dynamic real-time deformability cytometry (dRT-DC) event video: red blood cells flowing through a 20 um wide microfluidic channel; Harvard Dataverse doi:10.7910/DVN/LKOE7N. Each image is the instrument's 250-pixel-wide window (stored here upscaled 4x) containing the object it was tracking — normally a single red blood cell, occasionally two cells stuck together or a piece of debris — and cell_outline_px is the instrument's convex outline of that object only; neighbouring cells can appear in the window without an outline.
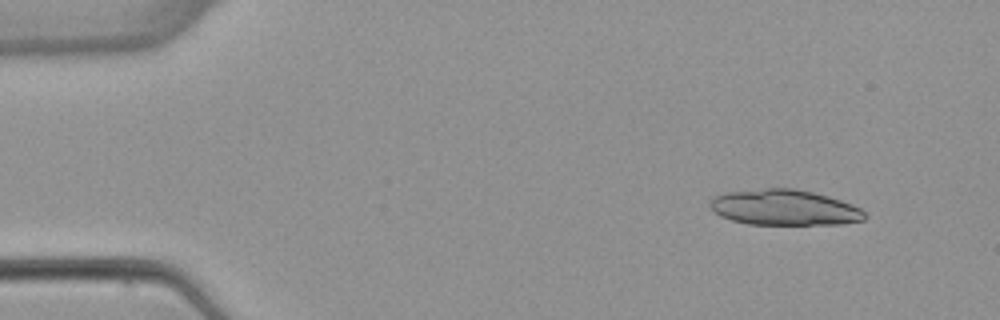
{"species": "common noctule bat (a hibernating species)", "species_latin": "Nyctalus noctula", "temperature_condition": "warm", "stored_images_in_passage": 4, "camera_frame_rate_fps": 3000, "um_per_image_px": 0.085, "animal": {"sex": "female", "body_mass_g": 22.7, "forearm_length_mm": 54.2}, "frame": {"image": 1, "passage_image": 2, "time_ms": 1.333, "image_size_px": [1000, 320], "cell_outline_px": [[868, 216], [864, 220], [840, 224], [748, 224], [732, 220], [720, 216], [708, 204], [716, 196], [728, 192], [764, 188], [792, 188], [812, 192], [828, 196], [852, 204], [860, 208]], "centroid_in_image_um": [66.7, 17.64], "position_along_channel_um": 18.3, "area_um2": 31.91}}